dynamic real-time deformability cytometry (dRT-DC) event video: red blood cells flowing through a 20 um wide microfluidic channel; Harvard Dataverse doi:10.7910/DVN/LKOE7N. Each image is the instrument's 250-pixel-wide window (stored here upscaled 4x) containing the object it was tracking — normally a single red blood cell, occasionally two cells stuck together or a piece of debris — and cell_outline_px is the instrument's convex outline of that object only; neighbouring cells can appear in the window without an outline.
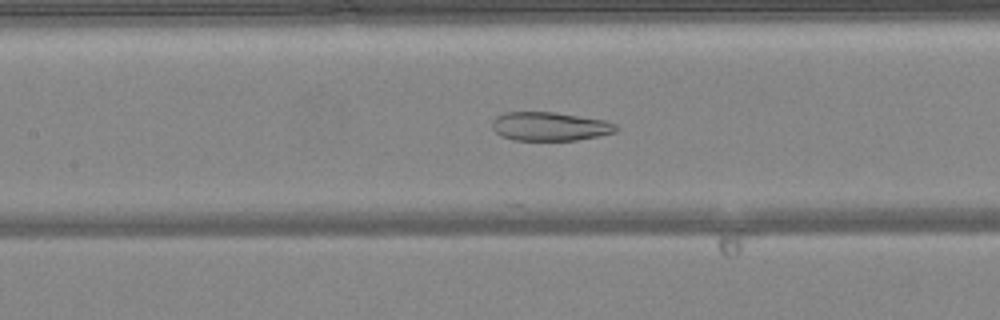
{"species": "common noctule bat (a hibernating species)", "species_latin": "Nyctalus noctula", "temperature_condition": "warm", "stored_images_in_passage": 48, "camera_frame_rate_fps": 3000, "um_per_image_px": 0.085, "animal": {"sex": "female", "body_mass_g": 24.6, "forearm_length_mm": 56.2}, "frame": {"image": 1, "passage_image": 22, "time_ms": 7.0, "image_size_px": [1000, 320], "cell_outline_px": [[620, 128], [616, 132], [600, 136], [576, 140], [512, 140], [500, 136], [492, 128], [492, 120], [496, 116], [504, 112], [556, 112], [604, 120], [616, 124]], "centroid_in_image_um": [46.74, 10.74], "position_along_channel_um": 160.7, "area_um2": 20.98}}
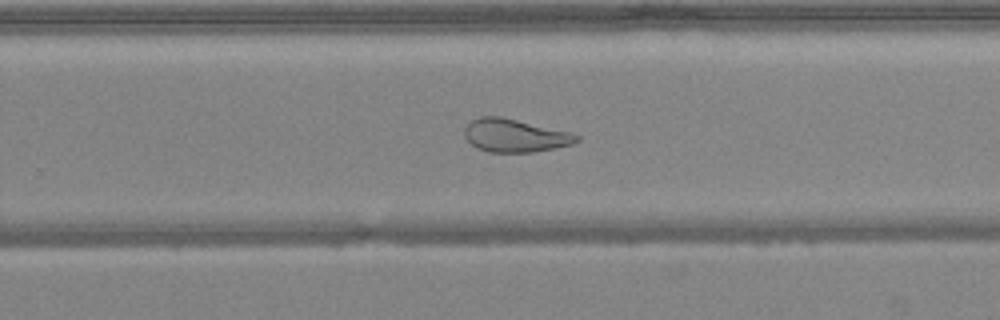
{"frame": {"image": 2, "passage_image": 31, "time_ms": 10.0, "image_size_px": [1000, 320], "cell_outline_px": [[580, 140], [572, 144], [556, 148], [532, 152], [488, 152], [476, 148], [464, 136], [464, 128], [472, 120], [480, 116], [500, 116], [572, 132], [580, 136]], "centroid_in_image_um": [43.78, 11.52], "position_along_channel_um": 286.0, "area_um2": 21.73}}
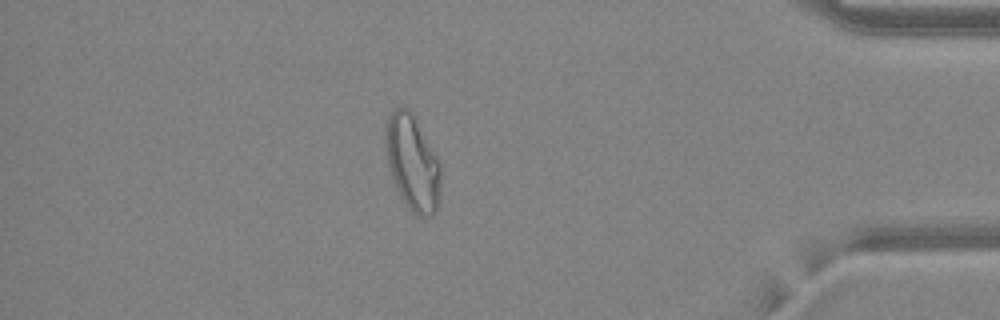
{"frame": {"image": 3, "passage_image": 42, "time_ms": 13.667, "image_size_px": [1000, 320], "cell_outline_px": [[440, 196], [436, 212], [432, 216], [420, 216], [412, 212], [408, 208], [392, 180], [388, 164], [384, 140], [384, 136], [388, 116], [396, 108], [408, 108], [436, 156], [440, 164]], "centroid_in_image_um": [35.05, 13.89], "position_along_channel_um": 400.2, "area_um2": 30.23}, "authors_computed_cell_mechanics": {"area_um2": 29.6803, "velocity_mm_per_s": 4.2013, "shape_relaxation_time_tau1_ms": null, "shape_relaxation_time_tau2_ms": 1.6178, "deformation_change_tau1": null, "deformation_change_tau2": 0.0918}}